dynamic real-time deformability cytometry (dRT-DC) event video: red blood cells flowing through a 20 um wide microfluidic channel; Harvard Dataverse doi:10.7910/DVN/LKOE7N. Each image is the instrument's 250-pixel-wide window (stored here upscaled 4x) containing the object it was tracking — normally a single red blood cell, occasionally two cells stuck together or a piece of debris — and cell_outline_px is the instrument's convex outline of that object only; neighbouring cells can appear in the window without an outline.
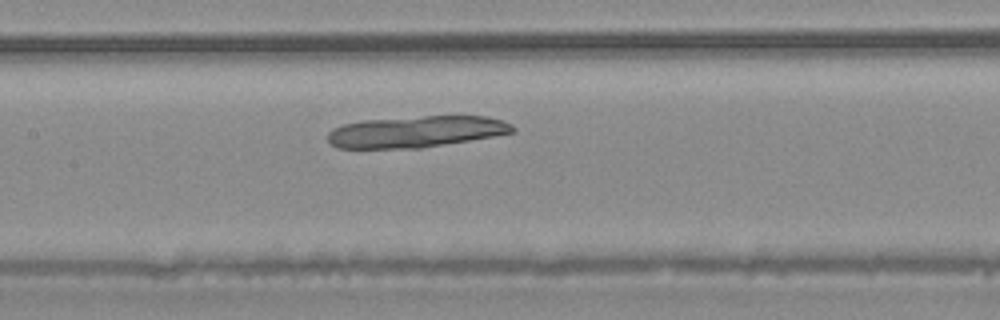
{"species": "common noctule bat (a hibernating species)", "species_latin": "Nyctalus noctula", "temperature_condition": "warm", "stored_images_in_passage": 34, "camera_frame_rate_fps": 3000, "um_per_image_px": 0.085, "animal": {"sex": "male", "body_mass_g": 20.4}, "frame": {"image": 1, "passage_image": 12, "time_ms": 3.667, "image_size_px": [1000, 320], "cell_outline_px": [[516, 132], [420, 148], [336, 148], [328, 140], [328, 132], [332, 128], [344, 124], [364, 120], [424, 116], [488, 116], [512, 124], [516, 128]], "centroid_in_image_um": [35.36, 11.19], "position_along_channel_um": 172.0, "area_um2": 33.7}}